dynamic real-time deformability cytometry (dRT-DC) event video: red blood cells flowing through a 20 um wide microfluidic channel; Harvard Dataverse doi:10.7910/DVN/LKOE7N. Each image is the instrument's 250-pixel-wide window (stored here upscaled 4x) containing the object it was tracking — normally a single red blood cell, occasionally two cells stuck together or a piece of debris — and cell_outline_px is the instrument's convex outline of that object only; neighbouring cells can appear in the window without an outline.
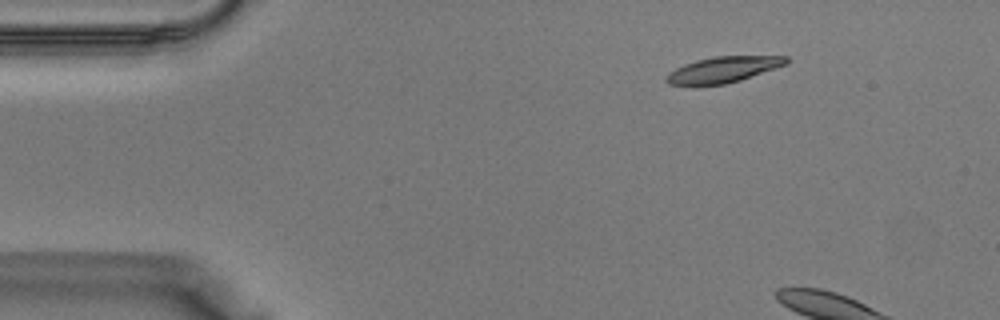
{"species": "Egyptian fruit bat (a non-hibernating species)", "species_latin": "Rousettus aegyptiacus", "temperature_condition": "warm", "stored_images_in_passage": 4, "camera_frame_rate_fps": 3000, "um_per_image_px": 0.085, "animal": {"sex": "male"}, "frame": {"image": 1, "passage_image": 1, "time_ms": 0.0, "image_size_px": [1000, 320], "cell_outline_px": [[788, 64], [740, 80], [724, 84], [668, 84], [664, 80], [664, 76], [668, 72], [684, 64], [696, 60], [712, 56], [788, 56]], "centroid_in_image_um": [61.46, 5.9], "position_along_channel_um": 23.5, "area_um2": 17.98}}